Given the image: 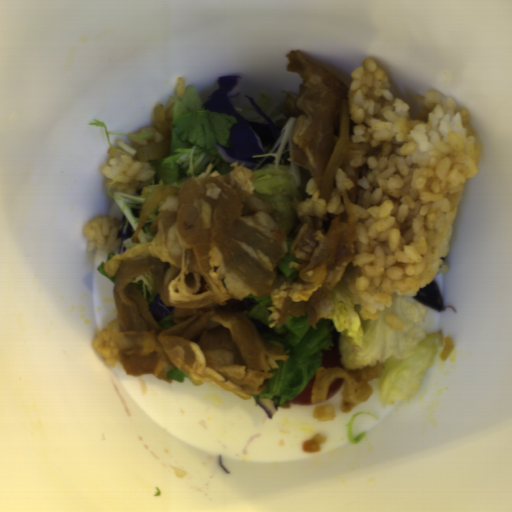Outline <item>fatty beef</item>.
I'll list each match as a JSON object with an SVG mask.
<instances>
[{
	"instance_id": "1bbc456c",
	"label": "fatty beef",
	"mask_w": 512,
	"mask_h": 512,
	"mask_svg": "<svg viewBox=\"0 0 512 512\" xmlns=\"http://www.w3.org/2000/svg\"><path fill=\"white\" fill-rule=\"evenodd\" d=\"M348 373L351 374L354 390H359L363 385L367 384L371 380L380 378L383 374L382 364H374L367 366L361 370H350Z\"/></svg>"
},
{
	"instance_id": "8fa450e3",
	"label": "fatty beef",
	"mask_w": 512,
	"mask_h": 512,
	"mask_svg": "<svg viewBox=\"0 0 512 512\" xmlns=\"http://www.w3.org/2000/svg\"><path fill=\"white\" fill-rule=\"evenodd\" d=\"M287 71L298 73L299 93H287L280 109L296 117L290 159L310 176L308 198L290 206L297 219L288 267L296 280L278 273L289 239L285 220L269 200L255 193L252 169L216 177H191L159 206L150 224L151 242L134 245L104 264L114 278L117 315L93 338V348L108 367L121 363L126 375L167 377L178 368L195 386L213 382L244 399L260 394L288 361L283 347L263 338L251 319L269 296L268 327L307 314L317 328L319 307L329 299L353 263L359 232L350 206L360 205L365 188L358 181L370 166L350 161L378 157L380 147L354 143L349 87L298 49L287 54ZM153 274L157 292L173 307L175 326L161 328L150 314L135 276Z\"/></svg>"
},
{
	"instance_id": "5ad873be",
	"label": "fatty beef",
	"mask_w": 512,
	"mask_h": 512,
	"mask_svg": "<svg viewBox=\"0 0 512 512\" xmlns=\"http://www.w3.org/2000/svg\"><path fill=\"white\" fill-rule=\"evenodd\" d=\"M358 404L349 402L344 398V390L340 397L339 410L341 412L350 413Z\"/></svg>"
}]
</instances>
